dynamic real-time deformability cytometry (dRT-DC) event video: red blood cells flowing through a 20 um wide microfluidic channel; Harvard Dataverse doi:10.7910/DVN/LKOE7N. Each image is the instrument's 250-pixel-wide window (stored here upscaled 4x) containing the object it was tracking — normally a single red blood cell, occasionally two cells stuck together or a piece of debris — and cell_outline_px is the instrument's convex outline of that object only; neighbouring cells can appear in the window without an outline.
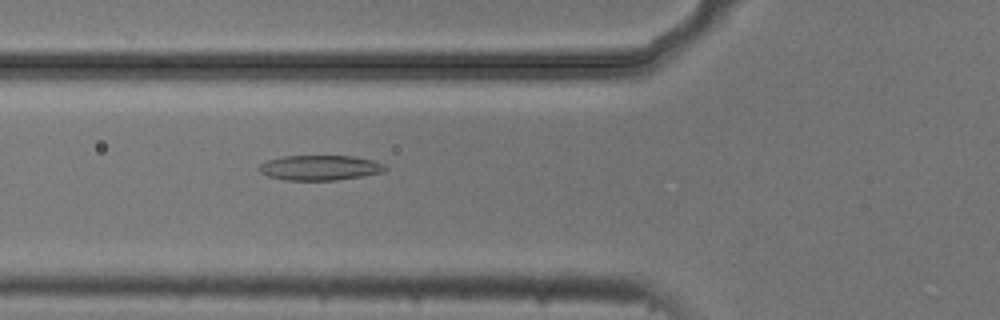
{"species": "common noctule bat (a hibernating species)", "species_latin": "Nyctalus noctula", "temperature_condition": "cold", "stored_images_in_passage": 5, "camera_frame_rate_fps": 3000, "um_per_image_px": 0.085, "animal": {"sex": "male", "body_mass_g": 20.5, "forearm_length_mm": 52.5}, "frame": {"image": 1, "passage_image": 5, "time_ms": 1.333, "image_size_px": [1000, 320], "cell_outline_px": [[388, 168], [384, 172], [336, 180], [284, 180], [268, 176], [260, 172], [256, 168], [260, 164], [268, 160], [284, 156], [352, 156], [372, 160], [384, 164]], "centroid_in_image_um": [27.17, 14.26], "position_along_channel_um": 98.6, "area_um2": 18.38}}